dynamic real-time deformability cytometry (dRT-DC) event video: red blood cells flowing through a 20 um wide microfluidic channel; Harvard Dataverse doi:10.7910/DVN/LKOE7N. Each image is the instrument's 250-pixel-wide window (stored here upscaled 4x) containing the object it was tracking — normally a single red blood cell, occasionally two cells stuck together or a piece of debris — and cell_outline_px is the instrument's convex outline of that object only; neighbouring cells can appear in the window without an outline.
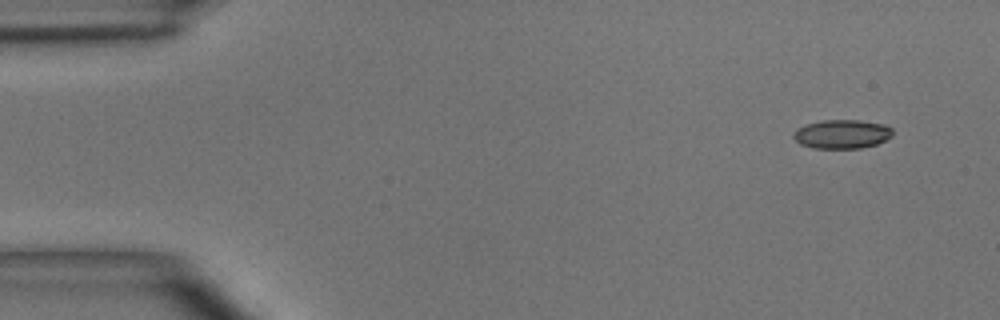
{"species": "common noctule bat (a hibernating species)", "species_latin": "Nyctalus noctula", "temperature_condition": "room temperature", "stored_images_in_passage": 4, "camera_frame_rate_fps": 3000, "um_per_image_px": 0.085, "animal": {"sex": "male", "body_mass_g": 15.6}, "frame": {"image": 1, "passage_image": 1, "time_ms": 0.0, "image_size_px": [1000, 320], "cell_outline_px": [[892, 136], [876, 144], [860, 148], [812, 148], [800, 144], [792, 136], [796, 128], [808, 124], [824, 120], [860, 120], [884, 124], [892, 128]], "centroid_in_image_um": [71.56, 11.39], "position_along_channel_um": 13.4, "area_um2": 16.65}}
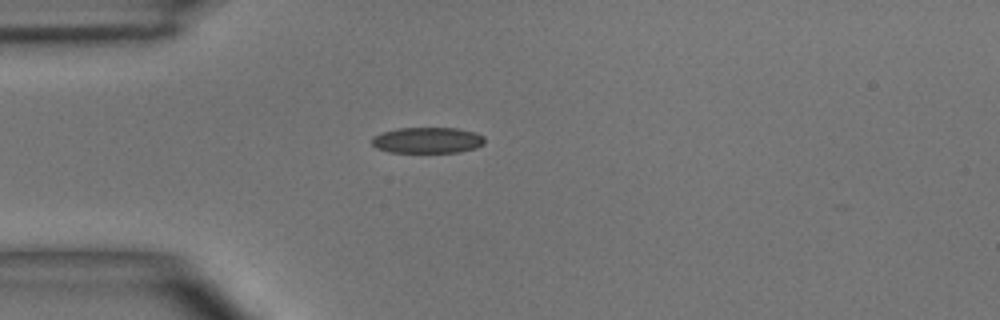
{"frame": {"image": 2, "passage_image": 4, "time_ms": 3.333, "image_size_px": [1000, 320], "cell_outline_px": [[484, 144], [476, 148], [460, 152], [388, 152], [376, 148], [372, 144], [372, 136], [380, 132], [396, 128], [456, 128], [476, 132], [484, 136]], "centroid_in_image_um": [36.32, 11.91], "position_along_channel_um": 48.7, "area_um2": 17.28}}